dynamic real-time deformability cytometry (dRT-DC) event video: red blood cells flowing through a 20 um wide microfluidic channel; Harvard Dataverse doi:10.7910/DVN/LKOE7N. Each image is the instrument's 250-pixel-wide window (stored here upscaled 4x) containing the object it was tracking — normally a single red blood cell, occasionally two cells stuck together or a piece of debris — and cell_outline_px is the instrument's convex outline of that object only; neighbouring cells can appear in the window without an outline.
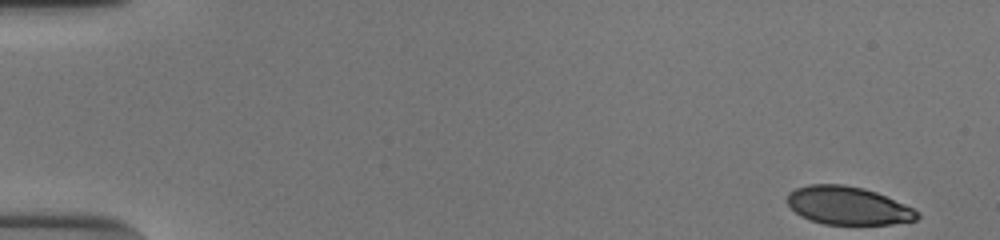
{"species": "human", "species_latin": "Homo sapiens", "temperature_condition": "cold", "stored_images_in_passage": 51, "camera_frame_rate_fps": 3000, "um_per_image_px": 0.085, "donor": {"sex": "male"}, "frame": {"image": 1, "passage_image": 1, "time_ms": 0.0, "image_size_px": [1000, 240], "cell_outline_px": [[920, 216], [916, 220], [892, 224], [824, 224], [808, 220], [800, 216], [788, 204], [788, 192], [796, 188], [808, 184], [844, 184], [864, 188], [876, 192], [904, 204], [920, 212]], "centroid_in_image_um": [72.07, 17.48], "position_along_channel_um": 12.9, "area_um2": 28.9}}
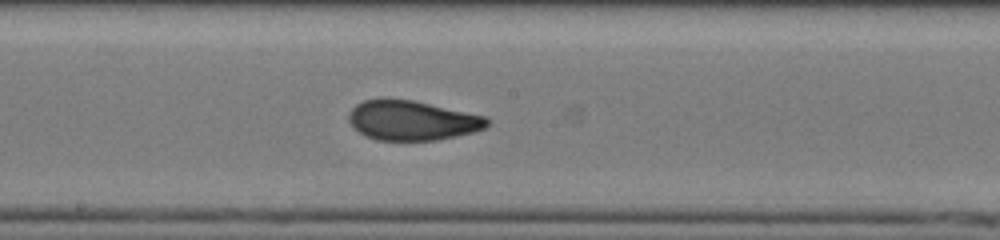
{"frame": {"image": 2, "passage_image": 28, "time_ms": 9.0, "image_size_px": [1000, 240], "cell_outline_px": [[488, 124], [484, 128], [472, 132], [456, 136], [436, 140], [376, 140], [352, 128], [348, 120], [348, 116], [352, 108], [356, 104], [364, 100], [384, 96], [412, 100], [484, 116], [488, 120]], "centroid_in_image_um": [34.95, 10.21], "position_along_channel_um": 213.3, "area_um2": 32.08}}
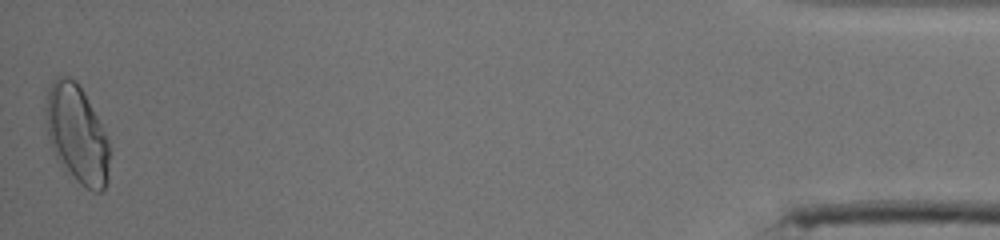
{"frame": {"image": 3, "passage_image": 51, "time_ms": 16.667, "image_size_px": [1000, 240], "cell_outline_px": [[108, 180], [104, 188], [100, 192], [92, 192], [80, 184], [60, 164], [52, 148], [48, 136], [44, 108], [48, 92], [56, 76], [68, 76], [76, 80], [108, 136]], "centroid_in_image_um": [6.53, 11.41], "position_along_channel_um": 428.7, "area_um2": 36.18}, "authors_computed_cell_mechanics": {"area_um2": 31.7322, "velocity_mm_per_s": 3.9007, "shape_relaxation_time_tau1_ms": 5.3443, "shape_relaxation_time_tau2_ms": 0.6969, "deformation_change_tau1": 0.1941, "deformation_change_tau2": 0.0614}}